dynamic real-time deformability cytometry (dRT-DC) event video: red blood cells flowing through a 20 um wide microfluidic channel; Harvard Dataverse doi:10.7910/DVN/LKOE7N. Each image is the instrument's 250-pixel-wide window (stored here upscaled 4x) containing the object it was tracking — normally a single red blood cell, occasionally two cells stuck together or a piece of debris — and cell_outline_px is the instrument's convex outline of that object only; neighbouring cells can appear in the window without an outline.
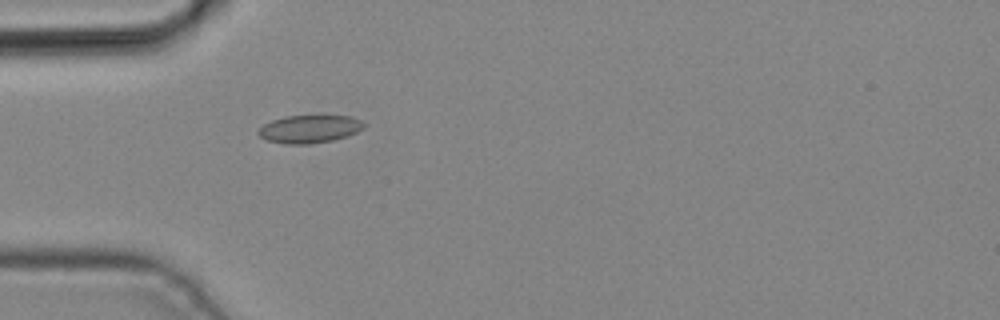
{"species": "common noctule bat (a hibernating species)", "species_latin": "Nyctalus noctula", "temperature_condition": "cold", "stored_images_in_passage": 3, "camera_frame_rate_fps": 3000, "um_per_image_px": 0.085, "animal": {"sex": "male", "body_mass_g": 19.2, "forearm_length_mm": 51.8}, "frame": {"image": 1, "passage_image": 3, "time_ms": 0.667, "image_size_px": [1000, 320], "cell_outline_px": [[368, 124], [364, 128], [348, 136], [332, 140], [308, 144], [284, 144], [268, 140], [260, 136], [256, 132], [264, 124], [272, 120], [284, 116], [352, 116]], "centroid_in_image_um": [26.33, 10.96], "position_along_channel_um": 58.7, "area_um2": 17.17}}